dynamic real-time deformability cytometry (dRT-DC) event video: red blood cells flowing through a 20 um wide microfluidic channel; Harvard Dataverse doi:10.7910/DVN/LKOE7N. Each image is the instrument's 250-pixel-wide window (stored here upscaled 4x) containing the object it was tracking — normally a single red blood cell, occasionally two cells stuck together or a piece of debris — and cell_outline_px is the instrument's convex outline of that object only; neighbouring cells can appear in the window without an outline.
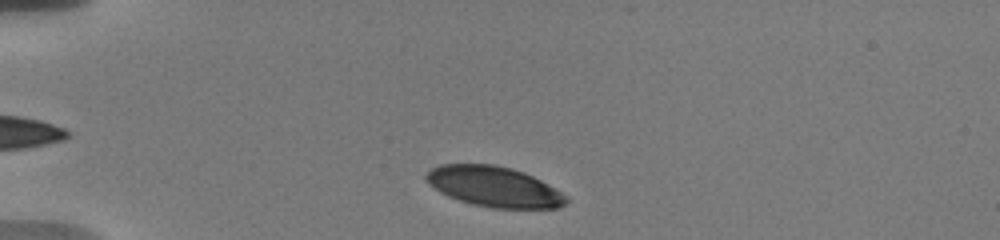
{"species": "human", "species_latin": "Homo sapiens", "temperature_condition": "warm", "stored_images_in_passage": 38, "camera_frame_rate_fps": 3000, "um_per_image_px": 0.085, "donor": {"sex": "male"}, "frame": {"image": 1, "passage_image": 3, "time_ms": 0.667, "image_size_px": [1000, 240], "cell_outline_px": [[568, 200], [564, 204], [556, 208], [492, 208], [472, 204], [448, 196], [440, 192], [428, 184], [424, 176], [432, 168], [440, 164], [492, 164], [512, 168], [524, 172], [548, 184], [568, 196]], "centroid_in_image_um": [41.99, 15.86], "position_along_channel_um": 43.0, "area_um2": 32.89}}
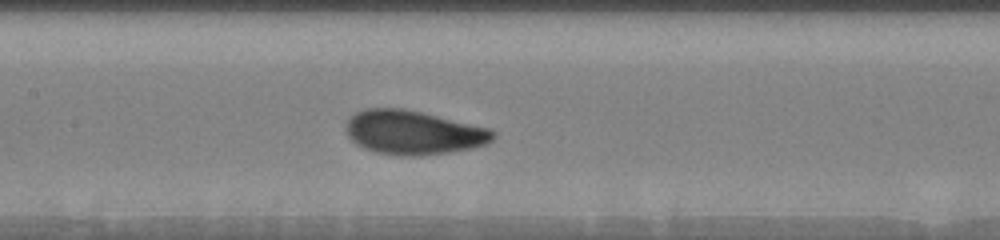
{"frame": {"image": 2, "passage_image": 17, "time_ms": 5.333, "image_size_px": [1000, 240], "cell_outline_px": [[496, 136], [488, 144], [472, 148], [448, 152], [420, 156], [400, 156], [376, 152], [364, 148], [356, 144], [348, 136], [344, 128], [348, 120], [356, 112], [368, 108], [404, 108], [488, 128], [496, 132]], "centroid_in_image_um": [35.12, 11.27], "position_along_channel_um": 172.3, "area_um2": 37.69}}
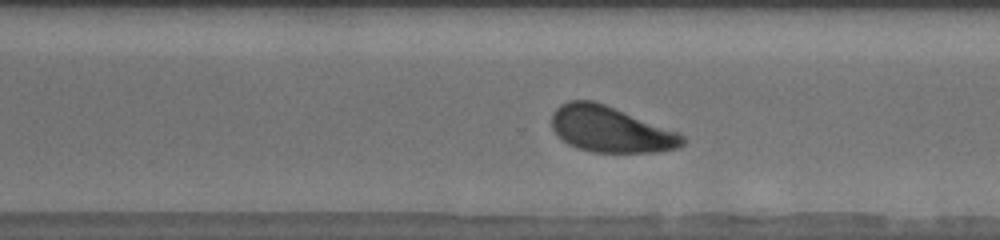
{"frame": {"image": 3, "passage_image": 29, "time_ms": 9.333, "image_size_px": [1000, 240], "cell_outline_px": [[688, 140], [680, 148], [656, 152], [592, 152], [568, 144], [552, 128], [552, 112], [560, 104], [568, 100], [592, 100], [604, 104], [680, 132]], "centroid_in_image_um": [51.94, 10.99], "position_along_channel_um": 318.7, "area_um2": 35.03}, "authors_computed_cell_mechanics": {"area_um2": 36.2695, "velocity_mm_per_s": 3.6718, "shape_relaxation_time_tau1_ms": 2.2397, "shape_relaxation_time_tau2_ms": null, "deformation_change_tau1": 0.136, "deformation_change_tau2": null}}